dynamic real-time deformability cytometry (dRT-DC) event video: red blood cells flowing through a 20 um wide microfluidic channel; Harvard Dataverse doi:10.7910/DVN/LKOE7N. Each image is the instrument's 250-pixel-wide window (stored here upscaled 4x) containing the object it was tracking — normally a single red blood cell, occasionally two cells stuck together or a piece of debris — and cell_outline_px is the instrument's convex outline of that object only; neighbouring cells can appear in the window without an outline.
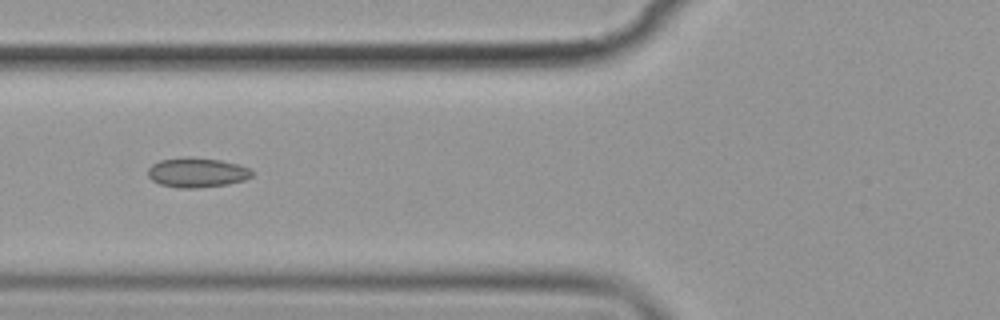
{"species": "common noctule bat (a hibernating species)", "species_latin": "Nyctalus noctula", "temperature_condition": "cold", "stored_images_in_passage": 8, "camera_frame_rate_fps": 3000, "um_per_image_px": 0.085, "animal": {"sex": "female", "body_mass_g": 19.9}, "frame": {"image": 1, "passage_image": 7, "time_ms": 7.0, "image_size_px": [1000, 320], "cell_outline_px": [[252, 176], [244, 180], [228, 184], [196, 188], [180, 188], [160, 184], [152, 180], [148, 176], [148, 168], [152, 164], [160, 160], [188, 156], [192, 156], [220, 160], [236, 164], [248, 168], [252, 172]], "centroid_in_image_um": [16.71, 14.66], "position_along_channel_um": 109.1, "area_um2": 17.98}}
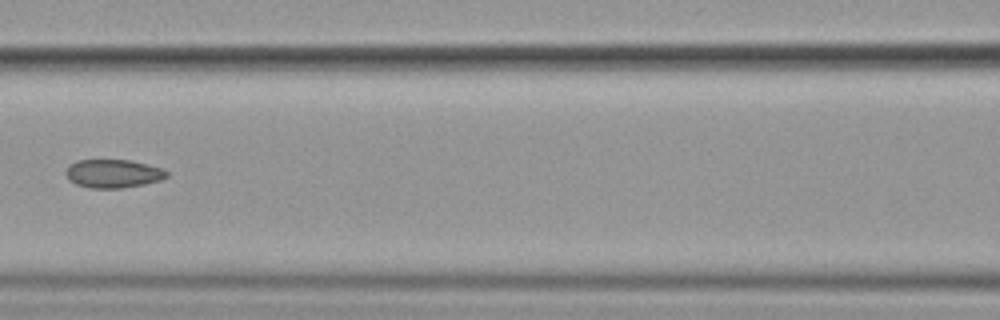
{"frame": {"image": 2, "passage_image": 8, "time_ms": 8.333, "image_size_px": [1000, 320], "cell_outline_px": [[168, 176], [160, 180], [144, 184], [120, 188], [88, 188], [76, 184], [68, 180], [64, 172], [76, 160], [128, 160], [148, 164], [164, 168], [168, 172]], "centroid_in_image_um": [9.62, 14.76], "position_along_channel_um": 157.0, "area_um2": 16.76}}